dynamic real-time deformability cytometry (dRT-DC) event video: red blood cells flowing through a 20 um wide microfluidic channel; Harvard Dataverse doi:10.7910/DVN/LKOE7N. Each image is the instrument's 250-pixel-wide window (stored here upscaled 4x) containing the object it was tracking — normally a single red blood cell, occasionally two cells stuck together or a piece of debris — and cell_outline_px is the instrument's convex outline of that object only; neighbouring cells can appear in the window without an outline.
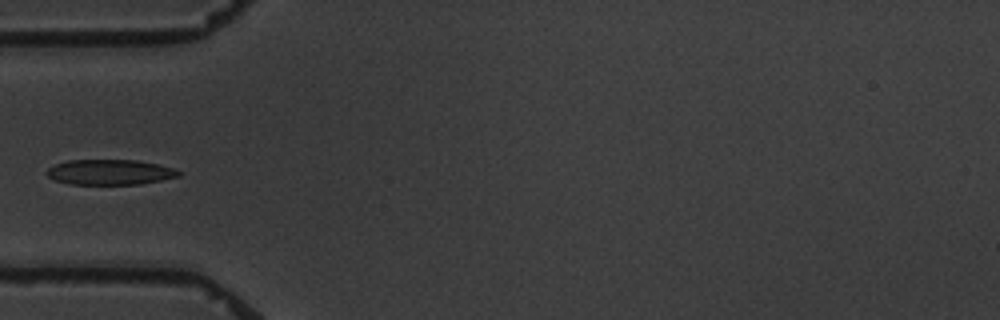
{"species": "common noctule bat (a hibernating species)", "species_latin": "Nyctalus noctula", "temperature_condition": "warm", "stored_images_in_passage": 11, "camera_frame_rate_fps": 3000, "um_per_image_px": 0.085, "animal": {"sex": "male", "body_mass_g": 19.5, "forearm_length_mm": 54.6}, "frame": {"image": 1, "passage_image": 7, "time_ms": 7.667, "image_size_px": [1000, 320], "cell_outline_px": [[180, 176], [140, 184], [68, 184], [56, 180], [48, 176], [44, 172], [48, 168], [56, 164], [68, 160], [136, 160], [156, 164], [172, 168], [180, 172]], "centroid_in_image_um": [9.3, 14.63], "position_along_channel_um": 75.7, "area_um2": 19.25}}
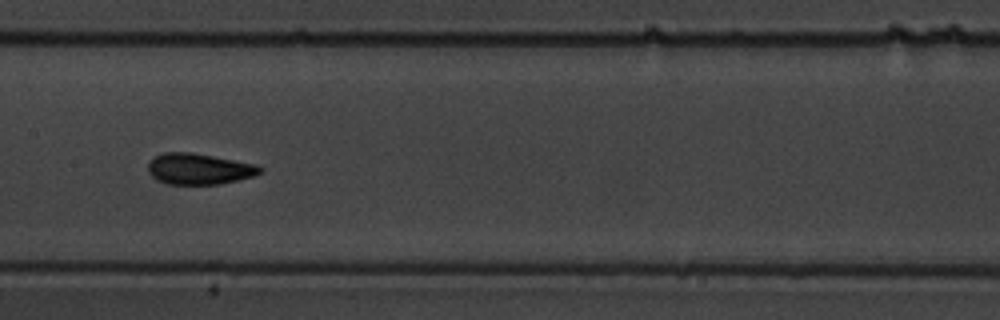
{"frame": {"image": 2, "passage_image": 10, "time_ms": 11.0, "image_size_px": [1000, 320], "cell_outline_px": [[264, 172], [252, 176], [220, 184], [168, 184], [156, 180], [148, 172], [148, 160], [164, 152], [192, 152], [256, 164], [264, 168]], "centroid_in_image_um": [16.91, 14.35], "position_along_channel_um": 190.5, "area_um2": 20.35}}
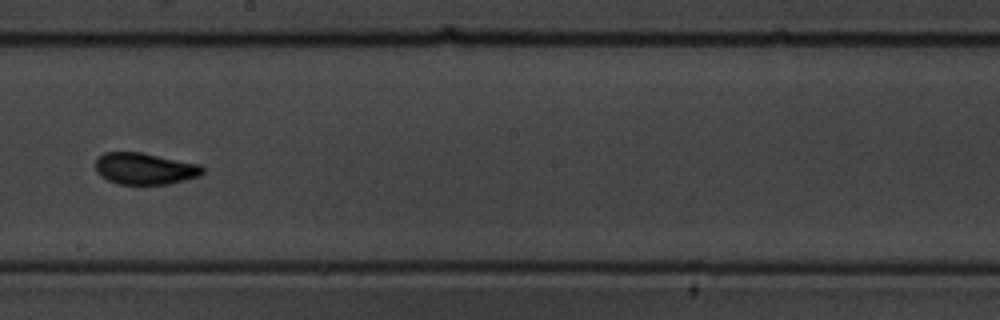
{"frame": {"image": 3, "passage_image": 11, "time_ms": 12.333, "image_size_px": [1000, 320], "cell_outline_px": [[204, 172], [200, 176], [168, 184], [116, 184], [100, 176], [96, 172], [96, 160], [104, 152], [140, 152], [200, 164], [204, 168]], "centroid_in_image_um": [12.31, 14.34], "position_along_channel_um": 235.9, "area_um2": 19.77}}